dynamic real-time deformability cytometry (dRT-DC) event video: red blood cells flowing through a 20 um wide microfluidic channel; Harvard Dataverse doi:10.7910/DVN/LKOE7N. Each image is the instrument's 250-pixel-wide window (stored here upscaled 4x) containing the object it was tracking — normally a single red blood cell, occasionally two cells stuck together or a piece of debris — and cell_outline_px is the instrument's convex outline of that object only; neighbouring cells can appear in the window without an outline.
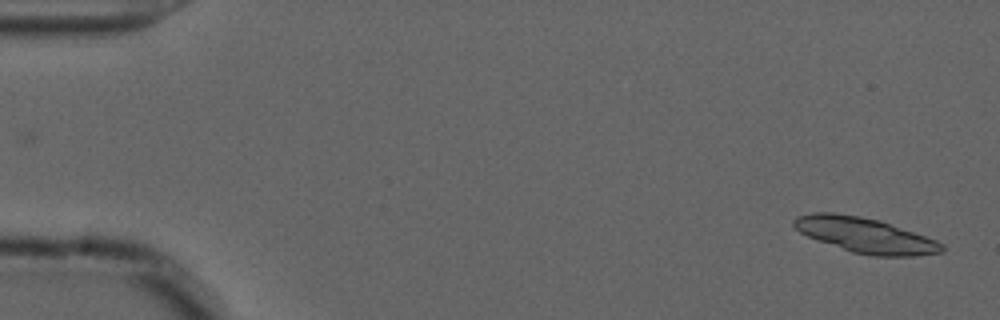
{"species": "common noctule bat (a hibernating species)", "species_latin": "Nyctalus noctula", "temperature_condition": "cold", "stored_images_in_passage": 47, "segment_of_instrument_passage": [1, 2], "camera_frame_rate_fps": 3000, "um_per_image_px": 0.085, "animal": {"sex": "male", "forearm_length_mm": 52.5}, "frame": {"image": 1, "passage_image": 1, "time_ms": 0.0, "image_size_px": [1000, 320], "cell_outline_px": [[944, 252], [916, 256], [872, 256], [852, 252], [808, 236], [800, 232], [792, 224], [792, 220], [796, 216], [812, 212], [832, 212], [860, 216], [880, 220], [936, 240], [944, 244]], "centroid_in_image_um": [73.54, 19.99], "position_along_channel_um": 11.5, "area_um2": 30.23}}